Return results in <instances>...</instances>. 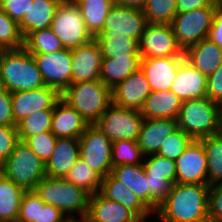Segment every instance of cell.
Masks as SVG:
<instances>
[{"label":"cell","mask_w":222,"mask_h":222,"mask_svg":"<svg viewBox=\"0 0 222 222\" xmlns=\"http://www.w3.org/2000/svg\"><path fill=\"white\" fill-rule=\"evenodd\" d=\"M19 142L17 126H0V166Z\"/></svg>","instance_id":"f6af8a7d"},{"label":"cell","mask_w":222,"mask_h":222,"mask_svg":"<svg viewBox=\"0 0 222 222\" xmlns=\"http://www.w3.org/2000/svg\"><path fill=\"white\" fill-rule=\"evenodd\" d=\"M0 86L11 93L45 86L35 59L24 47L0 50Z\"/></svg>","instance_id":"3957f363"},{"label":"cell","mask_w":222,"mask_h":222,"mask_svg":"<svg viewBox=\"0 0 222 222\" xmlns=\"http://www.w3.org/2000/svg\"><path fill=\"white\" fill-rule=\"evenodd\" d=\"M143 166L149 178L169 180L176 183V164L174 160L158 154L144 156Z\"/></svg>","instance_id":"f35d334b"},{"label":"cell","mask_w":222,"mask_h":222,"mask_svg":"<svg viewBox=\"0 0 222 222\" xmlns=\"http://www.w3.org/2000/svg\"><path fill=\"white\" fill-rule=\"evenodd\" d=\"M61 99L74 108L89 125H93L112 104L111 89L100 79L72 83Z\"/></svg>","instance_id":"277c9868"},{"label":"cell","mask_w":222,"mask_h":222,"mask_svg":"<svg viewBox=\"0 0 222 222\" xmlns=\"http://www.w3.org/2000/svg\"><path fill=\"white\" fill-rule=\"evenodd\" d=\"M217 7H201L175 15L171 26L177 43L183 51L208 37Z\"/></svg>","instance_id":"9c48e42d"},{"label":"cell","mask_w":222,"mask_h":222,"mask_svg":"<svg viewBox=\"0 0 222 222\" xmlns=\"http://www.w3.org/2000/svg\"><path fill=\"white\" fill-rule=\"evenodd\" d=\"M208 220L209 222H222V183L209 186Z\"/></svg>","instance_id":"bcb514c9"},{"label":"cell","mask_w":222,"mask_h":222,"mask_svg":"<svg viewBox=\"0 0 222 222\" xmlns=\"http://www.w3.org/2000/svg\"><path fill=\"white\" fill-rule=\"evenodd\" d=\"M111 174L135 193L150 209V190L143 163L115 166Z\"/></svg>","instance_id":"f546056e"},{"label":"cell","mask_w":222,"mask_h":222,"mask_svg":"<svg viewBox=\"0 0 222 222\" xmlns=\"http://www.w3.org/2000/svg\"><path fill=\"white\" fill-rule=\"evenodd\" d=\"M143 119L140 110L122 108L112 103L93 125L111 142L137 141Z\"/></svg>","instance_id":"ba28073f"},{"label":"cell","mask_w":222,"mask_h":222,"mask_svg":"<svg viewBox=\"0 0 222 222\" xmlns=\"http://www.w3.org/2000/svg\"><path fill=\"white\" fill-rule=\"evenodd\" d=\"M74 3L78 6L85 26L93 37L102 31L108 13L115 5L114 0H74Z\"/></svg>","instance_id":"4dcf8cb0"},{"label":"cell","mask_w":222,"mask_h":222,"mask_svg":"<svg viewBox=\"0 0 222 222\" xmlns=\"http://www.w3.org/2000/svg\"><path fill=\"white\" fill-rule=\"evenodd\" d=\"M141 57L103 58L99 79L110 89L140 68Z\"/></svg>","instance_id":"f1b7e54d"},{"label":"cell","mask_w":222,"mask_h":222,"mask_svg":"<svg viewBox=\"0 0 222 222\" xmlns=\"http://www.w3.org/2000/svg\"><path fill=\"white\" fill-rule=\"evenodd\" d=\"M142 10L148 23L171 25L177 14V0H147Z\"/></svg>","instance_id":"8d00e7d4"},{"label":"cell","mask_w":222,"mask_h":222,"mask_svg":"<svg viewBox=\"0 0 222 222\" xmlns=\"http://www.w3.org/2000/svg\"><path fill=\"white\" fill-rule=\"evenodd\" d=\"M39 222H71L59 209L45 204L40 207Z\"/></svg>","instance_id":"816d5d0a"},{"label":"cell","mask_w":222,"mask_h":222,"mask_svg":"<svg viewBox=\"0 0 222 222\" xmlns=\"http://www.w3.org/2000/svg\"><path fill=\"white\" fill-rule=\"evenodd\" d=\"M60 99L61 94L48 86L11 93L15 124L37 111L53 109Z\"/></svg>","instance_id":"5bb4252c"},{"label":"cell","mask_w":222,"mask_h":222,"mask_svg":"<svg viewBox=\"0 0 222 222\" xmlns=\"http://www.w3.org/2000/svg\"><path fill=\"white\" fill-rule=\"evenodd\" d=\"M115 5L143 9L147 0H114Z\"/></svg>","instance_id":"db71d44e"},{"label":"cell","mask_w":222,"mask_h":222,"mask_svg":"<svg viewBox=\"0 0 222 222\" xmlns=\"http://www.w3.org/2000/svg\"><path fill=\"white\" fill-rule=\"evenodd\" d=\"M219 105L207 96L183 101L176 119L178 128L194 140L215 135Z\"/></svg>","instance_id":"5b68a950"},{"label":"cell","mask_w":222,"mask_h":222,"mask_svg":"<svg viewBox=\"0 0 222 222\" xmlns=\"http://www.w3.org/2000/svg\"><path fill=\"white\" fill-rule=\"evenodd\" d=\"M185 59L203 75L209 76L222 64V48L208 38L188 47Z\"/></svg>","instance_id":"4316f807"},{"label":"cell","mask_w":222,"mask_h":222,"mask_svg":"<svg viewBox=\"0 0 222 222\" xmlns=\"http://www.w3.org/2000/svg\"><path fill=\"white\" fill-rule=\"evenodd\" d=\"M82 222H142L122 204L103 197L99 192L90 196L88 212Z\"/></svg>","instance_id":"44dd1931"},{"label":"cell","mask_w":222,"mask_h":222,"mask_svg":"<svg viewBox=\"0 0 222 222\" xmlns=\"http://www.w3.org/2000/svg\"><path fill=\"white\" fill-rule=\"evenodd\" d=\"M198 140L206 153L208 185L222 183V137L215 134Z\"/></svg>","instance_id":"d6a6232c"},{"label":"cell","mask_w":222,"mask_h":222,"mask_svg":"<svg viewBox=\"0 0 222 222\" xmlns=\"http://www.w3.org/2000/svg\"><path fill=\"white\" fill-rule=\"evenodd\" d=\"M182 101L172 91H151L140 112L144 119L176 120Z\"/></svg>","instance_id":"484cf974"},{"label":"cell","mask_w":222,"mask_h":222,"mask_svg":"<svg viewBox=\"0 0 222 222\" xmlns=\"http://www.w3.org/2000/svg\"><path fill=\"white\" fill-rule=\"evenodd\" d=\"M45 83L62 94L72 84L71 49L54 53L32 54Z\"/></svg>","instance_id":"7c38bea8"},{"label":"cell","mask_w":222,"mask_h":222,"mask_svg":"<svg viewBox=\"0 0 222 222\" xmlns=\"http://www.w3.org/2000/svg\"><path fill=\"white\" fill-rule=\"evenodd\" d=\"M207 38L222 48V5H219L214 13L212 27Z\"/></svg>","instance_id":"f907efd6"},{"label":"cell","mask_w":222,"mask_h":222,"mask_svg":"<svg viewBox=\"0 0 222 222\" xmlns=\"http://www.w3.org/2000/svg\"><path fill=\"white\" fill-rule=\"evenodd\" d=\"M30 1L34 0H0V8L14 21L19 23L28 13Z\"/></svg>","instance_id":"7dc6e473"},{"label":"cell","mask_w":222,"mask_h":222,"mask_svg":"<svg viewBox=\"0 0 222 222\" xmlns=\"http://www.w3.org/2000/svg\"><path fill=\"white\" fill-rule=\"evenodd\" d=\"M185 57L141 58L140 68L145 73L151 91L170 90L181 61Z\"/></svg>","instance_id":"e0dca14e"},{"label":"cell","mask_w":222,"mask_h":222,"mask_svg":"<svg viewBox=\"0 0 222 222\" xmlns=\"http://www.w3.org/2000/svg\"><path fill=\"white\" fill-rule=\"evenodd\" d=\"M25 192L0 173V222H17Z\"/></svg>","instance_id":"1f68e13d"},{"label":"cell","mask_w":222,"mask_h":222,"mask_svg":"<svg viewBox=\"0 0 222 222\" xmlns=\"http://www.w3.org/2000/svg\"><path fill=\"white\" fill-rule=\"evenodd\" d=\"M64 179L84 189L90 195L100 192L102 177L81 158L75 162Z\"/></svg>","instance_id":"836d02e7"},{"label":"cell","mask_w":222,"mask_h":222,"mask_svg":"<svg viewBox=\"0 0 222 222\" xmlns=\"http://www.w3.org/2000/svg\"><path fill=\"white\" fill-rule=\"evenodd\" d=\"M23 47L30 54L54 53L64 48L50 28L30 33L24 39Z\"/></svg>","instance_id":"e575fe53"},{"label":"cell","mask_w":222,"mask_h":222,"mask_svg":"<svg viewBox=\"0 0 222 222\" xmlns=\"http://www.w3.org/2000/svg\"><path fill=\"white\" fill-rule=\"evenodd\" d=\"M144 155L137 141L117 140L112 142V166L143 163Z\"/></svg>","instance_id":"74e56055"},{"label":"cell","mask_w":222,"mask_h":222,"mask_svg":"<svg viewBox=\"0 0 222 222\" xmlns=\"http://www.w3.org/2000/svg\"><path fill=\"white\" fill-rule=\"evenodd\" d=\"M138 42L141 58L185 57L171 25L148 23Z\"/></svg>","instance_id":"8fae6325"},{"label":"cell","mask_w":222,"mask_h":222,"mask_svg":"<svg viewBox=\"0 0 222 222\" xmlns=\"http://www.w3.org/2000/svg\"><path fill=\"white\" fill-rule=\"evenodd\" d=\"M71 53L72 83L99 79L103 56L94 38L84 45L71 49Z\"/></svg>","instance_id":"2e32d148"},{"label":"cell","mask_w":222,"mask_h":222,"mask_svg":"<svg viewBox=\"0 0 222 222\" xmlns=\"http://www.w3.org/2000/svg\"><path fill=\"white\" fill-rule=\"evenodd\" d=\"M216 134L222 137V103L219 105V110H218V122H217Z\"/></svg>","instance_id":"11a10c76"},{"label":"cell","mask_w":222,"mask_h":222,"mask_svg":"<svg viewBox=\"0 0 222 222\" xmlns=\"http://www.w3.org/2000/svg\"><path fill=\"white\" fill-rule=\"evenodd\" d=\"M112 103L122 108L140 110L150 95V85L145 73L139 68L124 81L111 89Z\"/></svg>","instance_id":"9a60e30c"},{"label":"cell","mask_w":222,"mask_h":222,"mask_svg":"<svg viewBox=\"0 0 222 222\" xmlns=\"http://www.w3.org/2000/svg\"><path fill=\"white\" fill-rule=\"evenodd\" d=\"M33 191L45 204L59 209L71 222H82L87 215L91 195L64 178L46 176Z\"/></svg>","instance_id":"7a4b0ae2"},{"label":"cell","mask_w":222,"mask_h":222,"mask_svg":"<svg viewBox=\"0 0 222 222\" xmlns=\"http://www.w3.org/2000/svg\"><path fill=\"white\" fill-rule=\"evenodd\" d=\"M177 128V120L174 119H143L137 140L142 154H156L166 137Z\"/></svg>","instance_id":"603a6c76"},{"label":"cell","mask_w":222,"mask_h":222,"mask_svg":"<svg viewBox=\"0 0 222 222\" xmlns=\"http://www.w3.org/2000/svg\"><path fill=\"white\" fill-rule=\"evenodd\" d=\"M209 185L175 183L154 213L161 222H209Z\"/></svg>","instance_id":"6da1fadb"},{"label":"cell","mask_w":222,"mask_h":222,"mask_svg":"<svg viewBox=\"0 0 222 222\" xmlns=\"http://www.w3.org/2000/svg\"><path fill=\"white\" fill-rule=\"evenodd\" d=\"M50 29L62 46L74 49L91 41L94 37L87 30L78 6L74 1H62L51 22Z\"/></svg>","instance_id":"52a82bcc"},{"label":"cell","mask_w":222,"mask_h":222,"mask_svg":"<svg viewBox=\"0 0 222 222\" xmlns=\"http://www.w3.org/2000/svg\"><path fill=\"white\" fill-rule=\"evenodd\" d=\"M53 109L37 111L17 124L19 141L43 132L51 131Z\"/></svg>","instance_id":"d590c367"},{"label":"cell","mask_w":222,"mask_h":222,"mask_svg":"<svg viewBox=\"0 0 222 222\" xmlns=\"http://www.w3.org/2000/svg\"><path fill=\"white\" fill-rule=\"evenodd\" d=\"M175 164L176 183L208 185L206 153L199 140H193Z\"/></svg>","instance_id":"4fadbf2b"},{"label":"cell","mask_w":222,"mask_h":222,"mask_svg":"<svg viewBox=\"0 0 222 222\" xmlns=\"http://www.w3.org/2000/svg\"><path fill=\"white\" fill-rule=\"evenodd\" d=\"M206 96L211 101L222 103V64L207 77Z\"/></svg>","instance_id":"681fc988"},{"label":"cell","mask_w":222,"mask_h":222,"mask_svg":"<svg viewBox=\"0 0 222 222\" xmlns=\"http://www.w3.org/2000/svg\"><path fill=\"white\" fill-rule=\"evenodd\" d=\"M62 0L30 1L28 13L18 23V28L25 39L30 33L48 29Z\"/></svg>","instance_id":"d4e9b609"},{"label":"cell","mask_w":222,"mask_h":222,"mask_svg":"<svg viewBox=\"0 0 222 222\" xmlns=\"http://www.w3.org/2000/svg\"><path fill=\"white\" fill-rule=\"evenodd\" d=\"M146 178L148 179V187L150 190V210L155 213L159 205L169 195L173 183L169 180L149 178L147 173Z\"/></svg>","instance_id":"ee69618b"},{"label":"cell","mask_w":222,"mask_h":222,"mask_svg":"<svg viewBox=\"0 0 222 222\" xmlns=\"http://www.w3.org/2000/svg\"><path fill=\"white\" fill-rule=\"evenodd\" d=\"M193 140L191 136L177 128L171 135L166 137L156 154L176 161Z\"/></svg>","instance_id":"60d3db41"},{"label":"cell","mask_w":222,"mask_h":222,"mask_svg":"<svg viewBox=\"0 0 222 222\" xmlns=\"http://www.w3.org/2000/svg\"><path fill=\"white\" fill-rule=\"evenodd\" d=\"M94 39L100 46L103 58L140 57L139 42L131 36L102 30Z\"/></svg>","instance_id":"83f0119b"},{"label":"cell","mask_w":222,"mask_h":222,"mask_svg":"<svg viewBox=\"0 0 222 222\" xmlns=\"http://www.w3.org/2000/svg\"><path fill=\"white\" fill-rule=\"evenodd\" d=\"M147 24L148 21L142 9L114 5L108 13L102 30L125 34L139 41Z\"/></svg>","instance_id":"ac0fdd59"},{"label":"cell","mask_w":222,"mask_h":222,"mask_svg":"<svg viewBox=\"0 0 222 222\" xmlns=\"http://www.w3.org/2000/svg\"><path fill=\"white\" fill-rule=\"evenodd\" d=\"M108 200L122 204L132 211L142 222L148 220L154 213L133 193L126 185L115 178L111 173L102 178L99 192Z\"/></svg>","instance_id":"d6986e66"},{"label":"cell","mask_w":222,"mask_h":222,"mask_svg":"<svg viewBox=\"0 0 222 222\" xmlns=\"http://www.w3.org/2000/svg\"><path fill=\"white\" fill-rule=\"evenodd\" d=\"M0 173L26 191L33 190L46 177L44 162L23 141L0 166Z\"/></svg>","instance_id":"8992f818"},{"label":"cell","mask_w":222,"mask_h":222,"mask_svg":"<svg viewBox=\"0 0 222 222\" xmlns=\"http://www.w3.org/2000/svg\"><path fill=\"white\" fill-rule=\"evenodd\" d=\"M86 120L65 101L60 99L53 108L51 132L57 138H76L87 129Z\"/></svg>","instance_id":"7402d4cb"},{"label":"cell","mask_w":222,"mask_h":222,"mask_svg":"<svg viewBox=\"0 0 222 222\" xmlns=\"http://www.w3.org/2000/svg\"><path fill=\"white\" fill-rule=\"evenodd\" d=\"M79 158V139L57 138L55 149L45 164L46 176L65 178Z\"/></svg>","instance_id":"cb8c5ba5"},{"label":"cell","mask_w":222,"mask_h":222,"mask_svg":"<svg viewBox=\"0 0 222 222\" xmlns=\"http://www.w3.org/2000/svg\"><path fill=\"white\" fill-rule=\"evenodd\" d=\"M23 46L24 38L19 31L18 23L0 8V50H15Z\"/></svg>","instance_id":"ab89813d"},{"label":"cell","mask_w":222,"mask_h":222,"mask_svg":"<svg viewBox=\"0 0 222 222\" xmlns=\"http://www.w3.org/2000/svg\"><path fill=\"white\" fill-rule=\"evenodd\" d=\"M79 154L102 178L112 172V142L94 125L80 136Z\"/></svg>","instance_id":"30bf717a"},{"label":"cell","mask_w":222,"mask_h":222,"mask_svg":"<svg viewBox=\"0 0 222 222\" xmlns=\"http://www.w3.org/2000/svg\"><path fill=\"white\" fill-rule=\"evenodd\" d=\"M207 76L192 66L185 58L177 70V76L171 85L170 91L180 100L206 97Z\"/></svg>","instance_id":"ffe728a7"},{"label":"cell","mask_w":222,"mask_h":222,"mask_svg":"<svg viewBox=\"0 0 222 222\" xmlns=\"http://www.w3.org/2000/svg\"><path fill=\"white\" fill-rule=\"evenodd\" d=\"M56 140L57 137L48 131L28 137L24 143L46 164L55 149Z\"/></svg>","instance_id":"b9f144b4"},{"label":"cell","mask_w":222,"mask_h":222,"mask_svg":"<svg viewBox=\"0 0 222 222\" xmlns=\"http://www.w3.org/2000/svg\"><path fill=\"white\" fill-rule=\"evenodd\" d=\"M219 5V0H177V13L188 12L201 7Z\"/></svg>","instance_id":"f5cc1de1"},{"label":"cell","mask_w":222,"mask_h":222,"mask_svg":"<svg viewBox=\"0 0 222 222\" xmlns=\"http://www.w3.org/2000/svg\"><path fill=\"white\" fill-rule=\"evenodd\" d=\"M0 126H17L15 124L11 92L0 86Z\"/></svg>","instance_id":"c3c4849f"},{"label":"cell","mask_w":222,"mask_h":222,"mask_svg":"<svg viewBox=\"0 0 222 222\" xmlns=\"http://www.w3.org/2000/svg\"><path fill=\"white\" fill-rule=\"evenodd\" d=\"M45 203L33 191H26L21 201L17 222H39L40 207Z\"/></svg>","instance_id":"7bdbcfd3"}]
</instances>
